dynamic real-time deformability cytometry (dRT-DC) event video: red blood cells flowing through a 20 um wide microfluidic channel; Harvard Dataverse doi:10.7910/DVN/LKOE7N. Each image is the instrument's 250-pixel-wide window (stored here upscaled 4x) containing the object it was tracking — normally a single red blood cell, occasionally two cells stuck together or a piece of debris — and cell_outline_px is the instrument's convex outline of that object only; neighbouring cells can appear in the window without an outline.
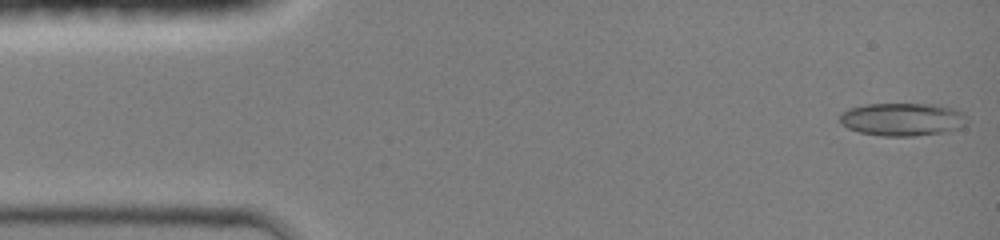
{"species": "common noctule bat (a hibernating species)", "species_latin": "Nyctalus noctula", "temperature_condition": "room temperature", "stored_images_in_passage": 9, "camera_frame_rate_fps": 3000, "um_per_image_px": 0.085, "animal": {"sex": "female", "body_mass_g": 19.0, "forearm_length_mm": 51.5}, "frame": {"image": 1, "passage_image": 1, "time_ms": 0.0, "image_size_px": [1000, 240], "cell_outline_px": [[968, 120], [960, 128], [944, 132], [912, 136], [880, 136], [860, 132], [848, 128], [840, 124], [840, 112], [848, 108], [868, 104], [940, 104], [956, 108], [964, 112]], "centroid_in_image_um": [76.72, 10.13], "position_along_channel_um": 8.3, "area_um2": 24.8}}
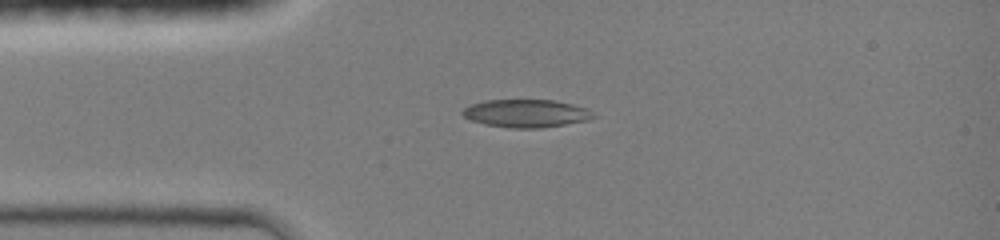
{"frame": {"image": 2, "passage_image": 8, "time_ms": 3.0, "image_size_px": [1000, 240], "cell_outline_px": [[600, 116], [588, 120], [540, 128], [512, 128], [484, 124], [472, 120], [464, 116], [460, 112], [468, 104], [484, 100], [556, 100], [588, 108]], "centroid_in_image_um": [44.75, 9.63], "position_along_channel_um": 40.2, "area_um2": 21.5}}